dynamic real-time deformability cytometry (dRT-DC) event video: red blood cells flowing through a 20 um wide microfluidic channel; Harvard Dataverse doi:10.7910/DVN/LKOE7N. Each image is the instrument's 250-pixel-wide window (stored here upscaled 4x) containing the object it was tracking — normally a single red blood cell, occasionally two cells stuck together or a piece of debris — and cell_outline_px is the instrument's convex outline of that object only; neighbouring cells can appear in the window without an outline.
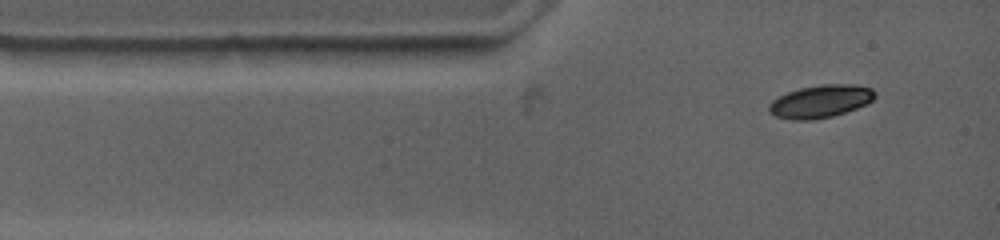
{"species": "common noctule bat (a hibernating species)", "species_latin": "Nyctalus noctula", "temperature_condition": "warm", "stored_images_in_passage": 32, "camera_frame_rate_fps": 4500, "um_per_image_px": 0.085, "animal": {"sex": "female", "body_mass_g": 19.0, "forearm_length_mm": 53.3}, "frame": {"image": 1, "passage_image": 1, "time_ms": 0.0, "image_size_px": [1000, 240], "cell_outline_px": [[876, 96], [868, 104], [832, 116], [812, 120], [792, 120], [776, 116], [768, 112], [768, 104], [772, 100], [788, 92], [800, 88], [820, 84], [856, 84], [872, 88], [876, 92]], "centroid_in_image_um": [69.75, 8.61], "position_along_channel_um": 15.2, "area_um2": 20.35}}
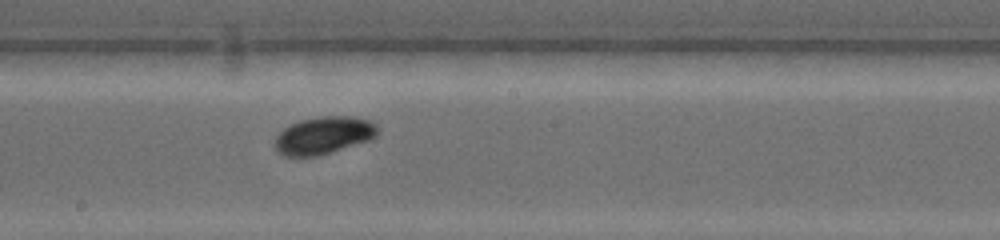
{"frame": {"image": 2, "passage_image": 14, "time_ms": 6.222, "image_size_px": [1000, 240], "cell_outline_px": [[380, 132], [376, 136], [368, 140], [320, 156], [284, 156], [276, 152], [276, 136], [284, 128], [300, 120], [320, 116], [352, 116], [368, 120], [376, 124], [380, 128]], "centroid_in_image_um": [27.54, 11.5], "position_along_channel_um": 220.7, "area_um2": 22.48}}
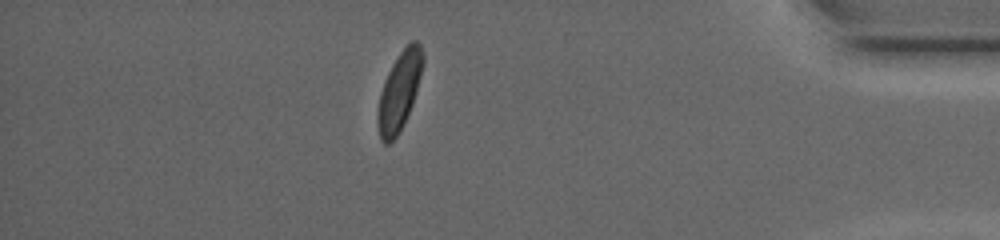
{"frame": {"image": 3, "passage_image": 28, "time_ms": 12.444, "image_size_px": [1000, 240], "cell_outline_px": [[424, 60], [420, 76], [412, 104], [404, 124], [396, 136], [388, 144], [384, 144], [380, 140], [376, 124], [376, 116], [380, 92], [384, 80], [392, 64], [400, 52], [412, 40], [416, 40], [420, 44], [424, 56]], "centroid_in_image_um": [33.91, 7.78], "position_along_channel_um": 401.3, "area_um2": 20.63}, "authors_computed_cell_mechanics": {"area_um2": 20.7213, "velocity_mm_per_s": 3.686, "shape_relaxation_time_tau1_ms": 2.8558, "shape_relaxation_time_tau2_ms": null, "deformation_change_tau1": 0.1005, "deformation_change_tau2": null}}